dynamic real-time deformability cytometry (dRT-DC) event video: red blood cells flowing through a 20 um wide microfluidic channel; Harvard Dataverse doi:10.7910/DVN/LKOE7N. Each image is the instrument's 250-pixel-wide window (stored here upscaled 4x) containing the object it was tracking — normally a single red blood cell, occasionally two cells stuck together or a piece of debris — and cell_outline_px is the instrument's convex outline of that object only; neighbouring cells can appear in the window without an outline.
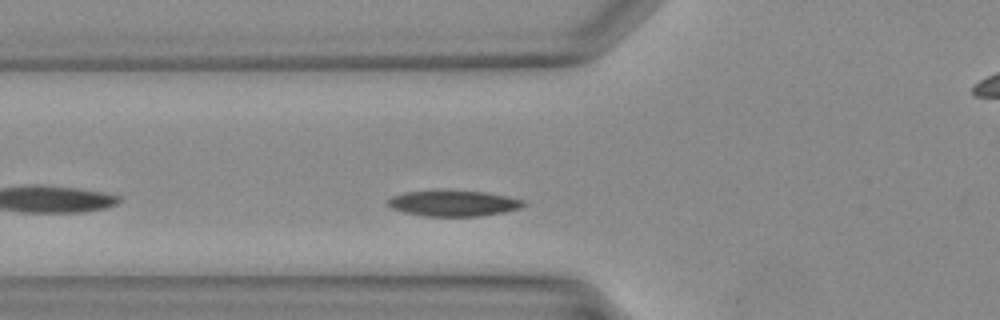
{"species": "Egyptian fruit bat (a non-hibernating species)", "species_latin": "Rousettus aegyptiacus", "temperature_condition": "warm", "stored_images_in_passage": 10, "camera_frame_rate_fps": 3000, "um_per_image_px": 0.085, "animal": {"sex": "female"}, "frame": {"image": 1, "passage_image": 4, "time_ms": 1.0, "image_size_px": [1000, 320], "cell_outline_px": [[524, 204], [520, 208], [504, 212], [480, 216], [424, 216], [404, 212], [392, 208], [388, 204], [388, 200], [392, 196], [404, 192], [448, 188], [484, 192], [508, 196], [524, 200]], "centroid_in_image_um": [38.53, 17.24], "position_along_channel_um": 87.3, "area_um2": 20.92}}